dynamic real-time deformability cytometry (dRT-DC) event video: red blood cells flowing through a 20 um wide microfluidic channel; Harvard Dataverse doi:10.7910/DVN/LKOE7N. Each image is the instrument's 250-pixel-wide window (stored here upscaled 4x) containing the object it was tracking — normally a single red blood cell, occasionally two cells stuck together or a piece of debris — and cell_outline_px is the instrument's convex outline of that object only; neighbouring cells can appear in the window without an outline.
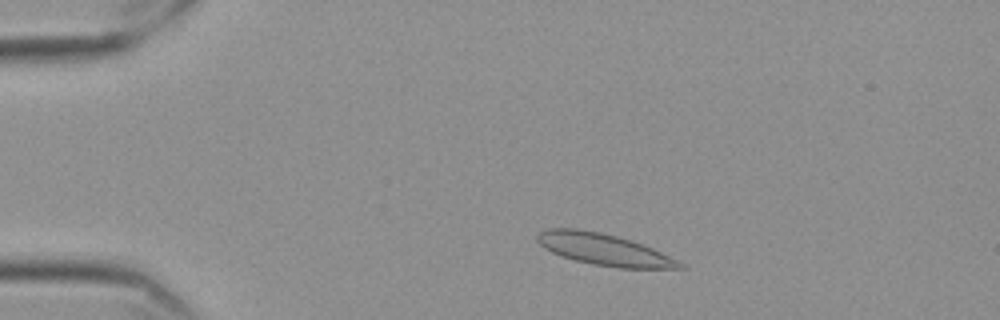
{"species": "Egyptian fruit bat (a non-hibernating species)", "species_latin": "Rousettus aegyptiacus", "temperature_condition": "cold", "stored_images_in_passage": 49, "camera_frame_rate_fps": 3000, "um_per_image_px": 0.085, "frame": {"image": 1, "passage_image": 3, "time_ms": 0.667, "image_size_px": [1000, 320], "cell_outline_px": [[688, 268], [616, 268], [592, 264], [560, 256], [544, 248], [536, 240], [536, 236], [540, 232], [548, 228], [576, 228], [600, 232], [632, 240], [652, 248], [684, 264]], "centroid_in_image_um": [51.3, 21.2], "position_along_channel_um": 33.7, "area_um2": 26.13}}
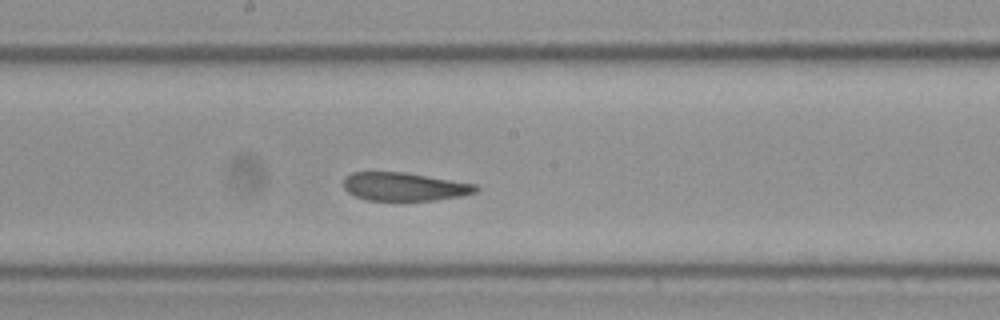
{"frame": {"image": 2, "passage_image": 23, "time_ms": 7.333, "image_size_px": [1000, 320], "cell_outline_px": [[480, 188], [476, 192], [460, 196], [436, 200], [368, 200], [356, 196], [348, 192], [344, 188], [344, 176], [352, 172], [404, 172], [476, 184]], "centroid_in_image_um": [34.37, 15.86], "position_along_channel_um": 213.8, "area_um2": 21.73}}
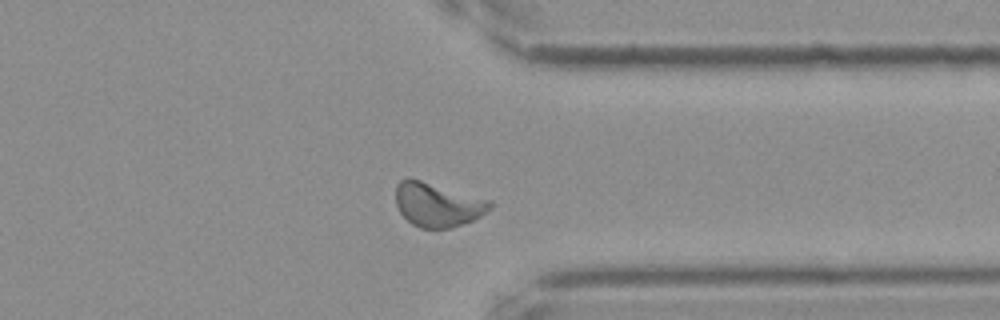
{"frame": {"image": 3, "passage_image": 37, "time_ms": 12.0, "image_size_px": [1000, 320], "cell_outline_px": [[492, 208], [480, 216], [472, 220], [452, 228], [420, 228], [412, 224], [400, 212], [396, 204], [396, 184], [400, 180], [408, 176], [492, 200]], "centroid_in_image_um": [37.19, 17.37], "position_along_channel_um": 374.2, "area_um2": 24.39}, "authors_computed_cell_mechanics": {"area_um2": 23.0622, "velocity_mm_per_s": 3.4803, "shape_relaxation_time_tau1_ms": null, "shape_relaxation_time_tau2_ms": 3.5652, "deformation_change_tau1": null, "deformation_change_tau2": 0.0611}}